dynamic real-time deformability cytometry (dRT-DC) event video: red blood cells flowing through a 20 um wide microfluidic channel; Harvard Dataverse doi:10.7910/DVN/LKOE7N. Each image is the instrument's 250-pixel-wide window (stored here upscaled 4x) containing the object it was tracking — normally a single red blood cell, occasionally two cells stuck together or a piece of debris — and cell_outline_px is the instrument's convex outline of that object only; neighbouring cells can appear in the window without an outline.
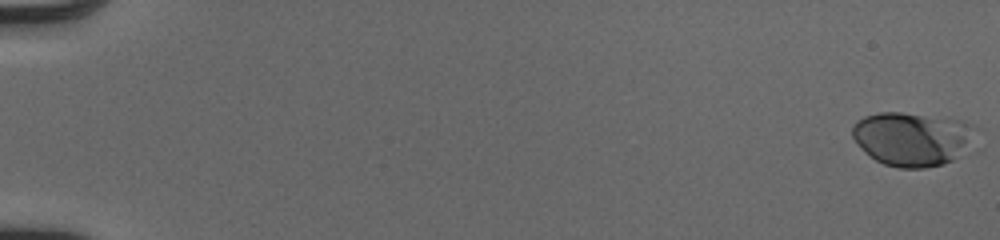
{"species": "human", "species_latin": "Homo sapiens", "temperature_condition": "cold", "stored_images_in_passage": 53, "camera_frame_rate_fps": 3000, "um_per_image_px": 0.085, "donor": {"sex": "male"}, "frame": {"image": 1, "passage_image": 1, "time_ms": 0.0, "image_size_px": [1000, 240], "cell_outline_px": [[980, 128], [976, 152], [944, 164], [924, 168], [900, 168], [884, 164], [876, 160], [852, 136], [852, 128], [856, 120], [864, 116], [880, 112], [900, 112], [964, 120]], "centroid_in_image_um": [77.79, 11.81], "position_along_channel_um": 7.2, "area_um2": 40.17}}
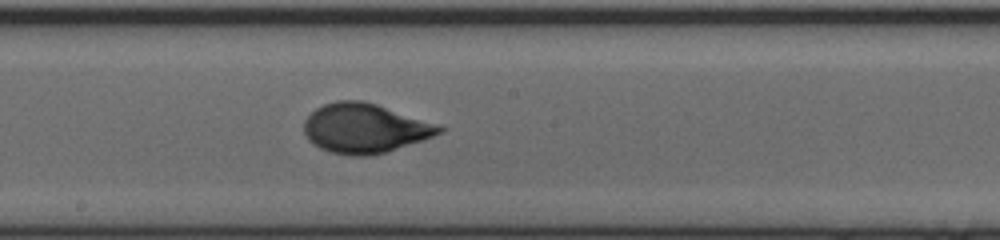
{"frame": {"image": 2, "passage_image": 31, "time_ms": 10.0, "image_size_px": [1000, 240], "cell_outline_px": [[448, 128], [444, 132], [424, 140], [384, 152], [368, 156], [352, 156], [332, 152], [320, 148], [312, 144], [308, 140], [304, 132], [304, 120], [316, 108], [324, 104], [336, 100], [364, 100], [440, 124]], "centroid_in_image_um": [31.04, 10.89], "position_along_channel_um": 217.2, "area_um2": 39.3}}
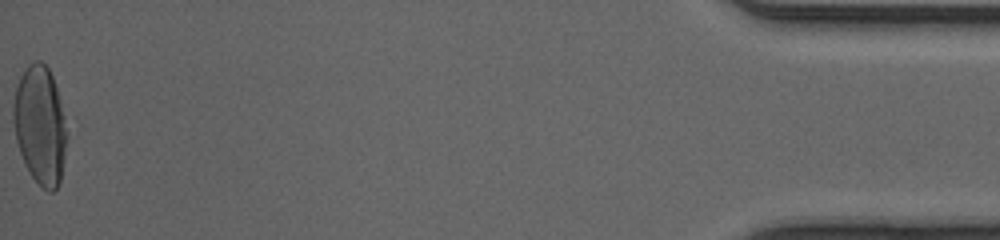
{"frame": {"image": 3, "passage_image": 53, "time_ms": 17.333, "image_size_px": [1000, 240], "cell_outline_px": [[68, 136], [60, 180], [56, 188], [52, 192], [48, 192], [32, 176], [24, 164], [16, 140], [12, 120], [12, 108], [16, 88], [20, 76], [28, 64], [36, 60], [40, 60], [48, 68], [52, 76], [60, 100], [68, 132]], "centroid_in_image_um": [3.4, 10.63], "position_along_channel_um": 431.8, "area_um2": 36.99}, "authors_computed_cell_mechanics": {"area_um2": 37.1654, "velocity_mm_per_s": 4.1126, "shape_relaxation_time_tau1_ms": 4.2896, "shape_relaxation_time_tau2_ms": null, "deformation_change_tau1": 0.1915, "deformation_change_tau2": null}}